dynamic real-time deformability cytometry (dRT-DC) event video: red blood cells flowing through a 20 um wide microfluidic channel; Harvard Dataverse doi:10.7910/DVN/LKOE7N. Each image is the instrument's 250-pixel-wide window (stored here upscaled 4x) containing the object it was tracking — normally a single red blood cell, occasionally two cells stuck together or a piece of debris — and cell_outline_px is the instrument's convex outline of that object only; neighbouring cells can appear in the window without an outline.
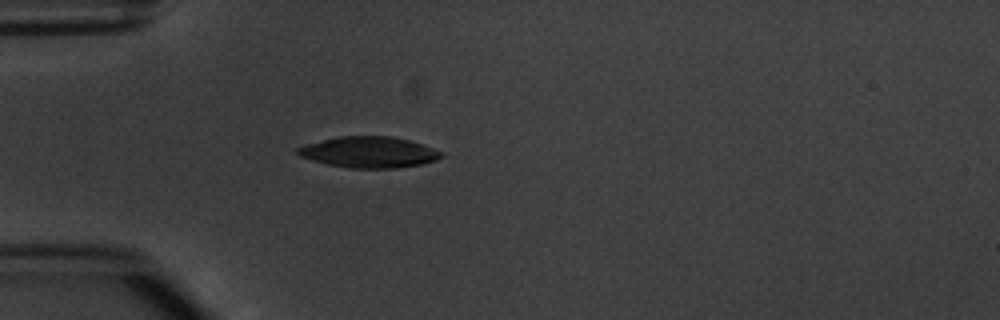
{"species": "common noctule bat (a hibernating species)", "species_latin": "Nyctalus noctula", "temperature_condition": "warm", "stored_images_in_passage": 5, "camera_frame_rate_fps": 3000, "um_per_image_px": 0.085, "animal": {"sex": "male", "body_mass_g": 20.1, "forearm_length_mm": 53.5}, "frame": {"image": 1, "passage_image": 5, "time_ms": 5.0, "image_size_px": [1000, 320], "cell_outline_px": [[444, 156], [436, 160], [420, 164], [396, 168], [352, 168], [328, 164], [312, 160], [300, 156], [296, 152], [296, 148], [308, 144], [340, 136], [392, 136], [408, 140], [444, 152]], "centroid_in_image_um": [31.38, 12.94], "position_along_channel_um": 53.6, "area_um2": 25.66}}